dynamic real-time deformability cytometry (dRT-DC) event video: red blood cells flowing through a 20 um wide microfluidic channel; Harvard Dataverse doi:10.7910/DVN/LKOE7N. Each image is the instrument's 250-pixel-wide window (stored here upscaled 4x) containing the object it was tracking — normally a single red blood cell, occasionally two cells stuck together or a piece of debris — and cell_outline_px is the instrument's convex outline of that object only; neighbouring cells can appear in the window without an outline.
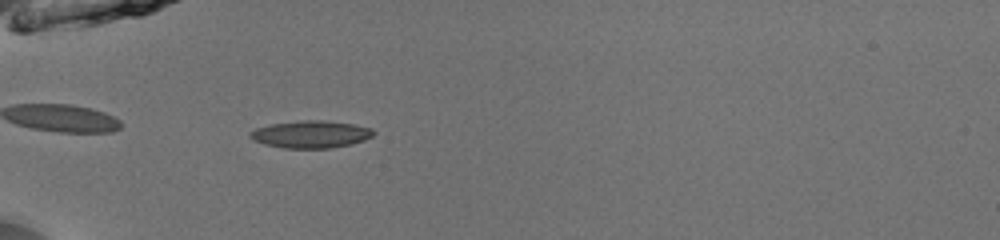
{"species": "common noctule bat (a hibernating species)", "species_latin": "Nyctalus noctula", "temperature_condition": "room temperature", "stored_images_in_passage": 9, "camera_frame_rate_fps": 3000, "um_per_image_px": 0.085, "animal": {"sex": "male", "body_mass_g": 13.0, "forearm_length_mm": 53.1}, "frame": {"image": 1, "passage_image": 2, "time_ms": 0.333, "image_size_px": [1000, 240], "cell_outline_px": [[376, 132], [372, 136], [364, 140], [352, 144], [332, 148], [284, 148], [264, 144], [252, 140], [248, 136], [248, 132], [256, 128], [268, 124], [300, 120], [324, 120], [352, 124], [372, 128]], "centroid_in_image_um": [26.39, 11.41], "position_along_channel_um": 58.6, "area_um2": 19.88}}
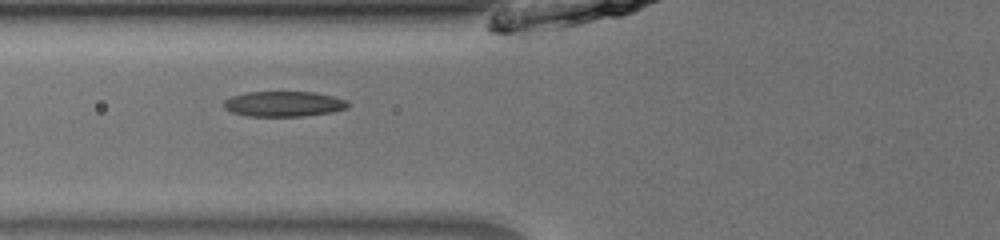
{"frame": {"image": 2, "passage_image": 6, "time_ms": 1.667, "image_size_px": [1000, 240], "cell_outline_px": [[348, 108], [332, 112], [304, 116], [248, 116], [232, 112], [224, 108], [224, 100], [232, 96], [248, 92], [312, 92], [332, 96], [348, 100]], "centroid_in_image_um": [24.13, 8.83], "position_along_channel_um": 101.7, "area_um2": 18.26}}